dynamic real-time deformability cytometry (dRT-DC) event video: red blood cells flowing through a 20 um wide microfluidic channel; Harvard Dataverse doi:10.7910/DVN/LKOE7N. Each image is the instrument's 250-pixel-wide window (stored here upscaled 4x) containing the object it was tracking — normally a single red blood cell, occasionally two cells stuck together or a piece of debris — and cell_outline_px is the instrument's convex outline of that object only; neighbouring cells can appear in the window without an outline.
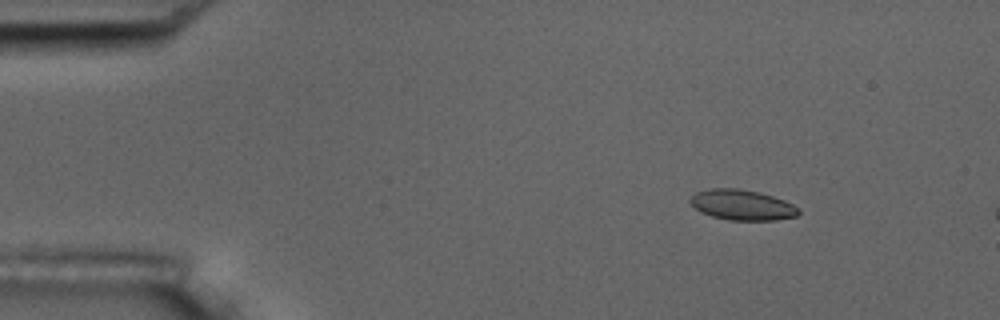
{"species": "common noctule bat (a hibernating species)", "species_latin": "Nyctalus noctula", "temperature_condition": "room temperature", "stored_images_in_passage": 4, "camera_frame_rate_fps": 3000, "um_per_image_px": 0.085, "animal": {"sex": "male", "body_mass_g": 17.5, "forearm_length_mm": 52.3}, "frame": {"image": 1, "passage_image": 2, "time_ms": 1.333, "image_size_px": [1000, 320], "cell_outline_px": [[800, 212], [796, 216], [776, 220], [728, 220], [712, 216], [700, 212], [688, 200], [696, 192], [712, 188], [740, 188], [760, 192], [784, 200], [800, 208]], "centroid_in_image_um": [63.09, 17.41], "position_along_channel_um": 21.9, "area_um2": 19.25}}